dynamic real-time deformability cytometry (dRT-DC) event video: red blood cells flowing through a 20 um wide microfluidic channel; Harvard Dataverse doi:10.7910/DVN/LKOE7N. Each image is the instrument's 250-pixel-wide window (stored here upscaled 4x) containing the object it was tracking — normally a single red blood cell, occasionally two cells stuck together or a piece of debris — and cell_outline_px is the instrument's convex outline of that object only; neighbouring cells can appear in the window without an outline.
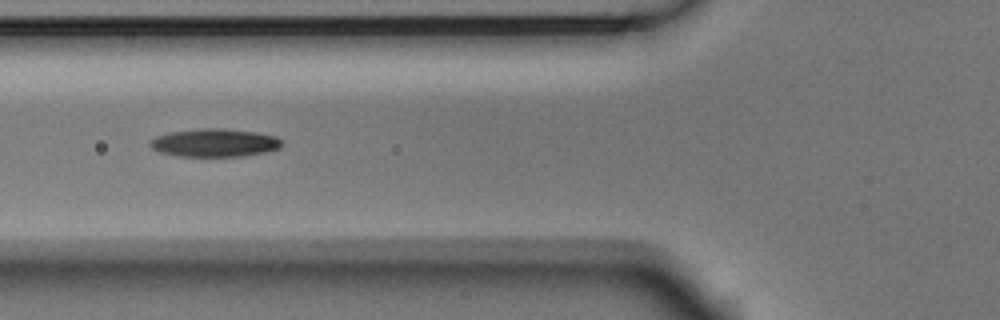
{"species": "Egyptian fruit bat (a non-hibernating species)", "species_latin": "Rousettus aegyptiacus", "temperature_condition": "room temperature", "stored_images_in_passage": 20, "camera_frame_rate_fps": 3000, "um_per_image_px": 0.085, "animal": {"sex": "male"}, "frame": {"image": 1, "passage_image": 6, "time_ms": 1.667, "image_size_px": [1000, 320], "cell_outline_px": [[280, 148], [264, 152], [244, 156], [180, 156], [160, 152], [152, 148], [148, 144], [148, 140], [156, 136], [168, 132], [204, 128], [224, 128], [256, 132], [276, 136], [280, 140]], "centroid_in_image_um": [18.19, 12.13], "position_along_channel_um": 107.6, "area_um2": 21.56}}
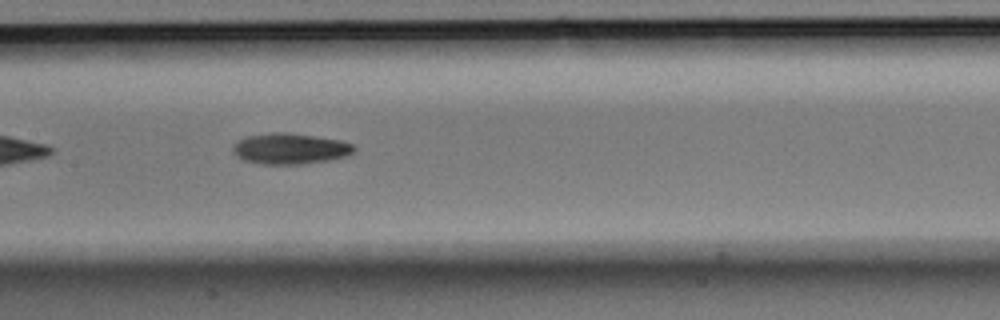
{"frame": {"image": 2, "passage_image": 12, "time_ms": 3.667, "image_size_px": [1000, 320], "cell_outline_px": [[356, 148], [348, 156], [328, 160], [304, 164], [260, 164], [244, 160], [236, 156], [232, 152], [232, 144], [236, 140], [248, 136], [272, 132], [288, 132], [340, 140], [352, 144]], "centroid_in_image_um": [24.61, 12.63], "position_along_channel_um": 182.8, "area_um2": 21.96}}
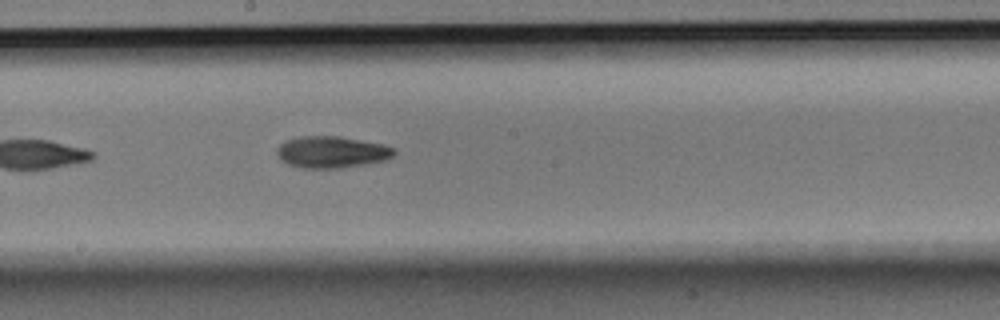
{"frame": {"image": 3, "passage_image": 15, "time_ms": 4.667, "image_size_px": [1000, 320], "cell_outline_px": [[396, 152], [392, 156], [384, 160], [368, 164], [336, 168], [300, 168], [288, 164], [280, 160], [276, 152], [276, 148], [284, 140], [300, 136], [340, 136], [384, 144], [396, 148]], "centroid_in_image_um": [28.18, 12.92], "position_along_channel_um": 220.0, "area_um2": 21.91}}